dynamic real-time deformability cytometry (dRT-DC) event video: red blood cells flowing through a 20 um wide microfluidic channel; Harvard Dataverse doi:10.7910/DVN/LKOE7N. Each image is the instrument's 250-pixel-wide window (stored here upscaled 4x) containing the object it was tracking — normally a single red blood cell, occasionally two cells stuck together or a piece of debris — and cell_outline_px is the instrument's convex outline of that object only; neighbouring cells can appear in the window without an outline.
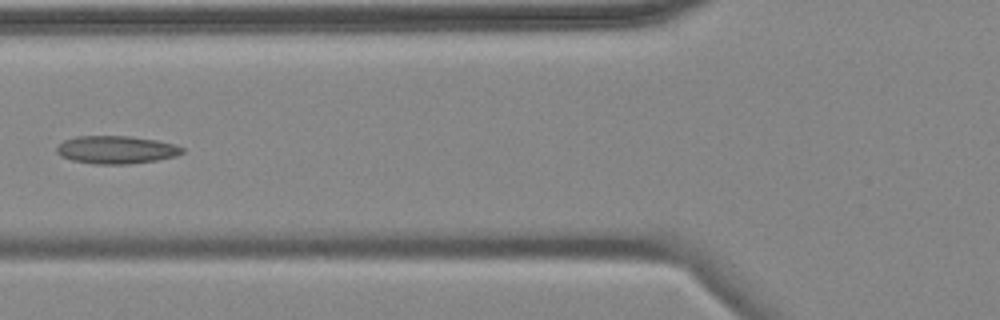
{"species": "common noctule bat (a hibernating species)", "species_latin": "Nyctalus noctula", "temperature_condition": "cold", "stored_images_in_passage": 14, "camera_frame_rate_fps": 3000, "um_per_image_px": 0.085, "animal": {"sex": "female", "body_mass_g": 18.4}, "frame": {"image": 1, "passage_image": 5, "time_ms": 6.333, "image_size_px": [1000, 320], "cell_outline_px": [[184, 152], [176, 156], [156, 160], [128, 164], [92, 164], [72, 160], [60, 156], [56, 152], [56, 148], [64, 140], [76, 136], [132, 136], [156, 140], [176, 144], [184, 148]], "centroid_in_image_um": [9.88, 12.73], "position_along_channel_um": 115.9, "area_um2": 20.52}}
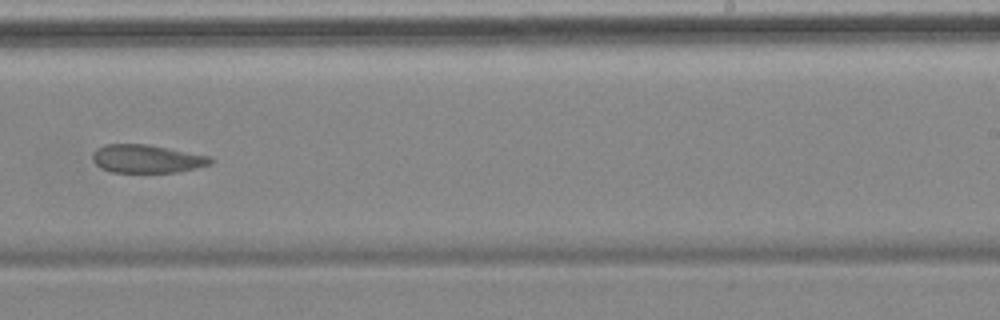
{"frame": {"image": 2, "passage_image": 9, "time_ms": 11.0, "image_size_px": [1000, 320], "cell_outline_px": [[216, 160], [212, 164], [196, 168], [176, 172], [112, 172], [100, 168], [92, 160], [92, 152], [96, 148], [104, 144], [148, 144], [212, 156]], "centroid_in_image_um": [12.5, 13.49], "position_along_channel_um": 276.5, "area_um2": 19.71}}
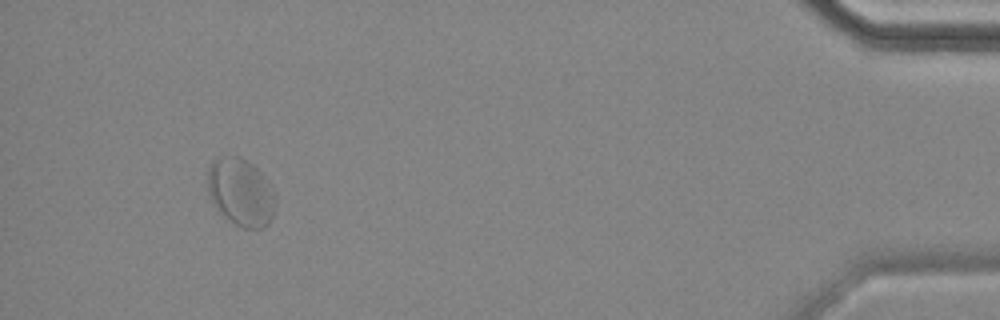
{"frame": {"image": 3, "passage_image": 13, "time_ms": 17.0, "image_size_px": [1000, 320], "cell_outline_px": [[276, 204], [272, 216], [268, 224], [264, 228], [244, 228], [236, 224], [220, 212], [212, 200], [208, 192], [208, 172], [212, 160], [216, 156], [236, 156], [252, 164], [260, 172], [276, 196]], "centroid_in_image_um": [20.47, 16.33], "position_along_channel_um": 414.7, "area_um2": 26.36}, "authors_computed_cell_mechanics": {"area_um2": 21.2704, "velocity_mm_per_s": 3.4552, "shape_relaxation_time_tau1_ms": null, "shape_relaxation_time_tau2_ms": 3.3372, "deformation_change_tau1": null, "deformation_change_tau2": 0.0685}}